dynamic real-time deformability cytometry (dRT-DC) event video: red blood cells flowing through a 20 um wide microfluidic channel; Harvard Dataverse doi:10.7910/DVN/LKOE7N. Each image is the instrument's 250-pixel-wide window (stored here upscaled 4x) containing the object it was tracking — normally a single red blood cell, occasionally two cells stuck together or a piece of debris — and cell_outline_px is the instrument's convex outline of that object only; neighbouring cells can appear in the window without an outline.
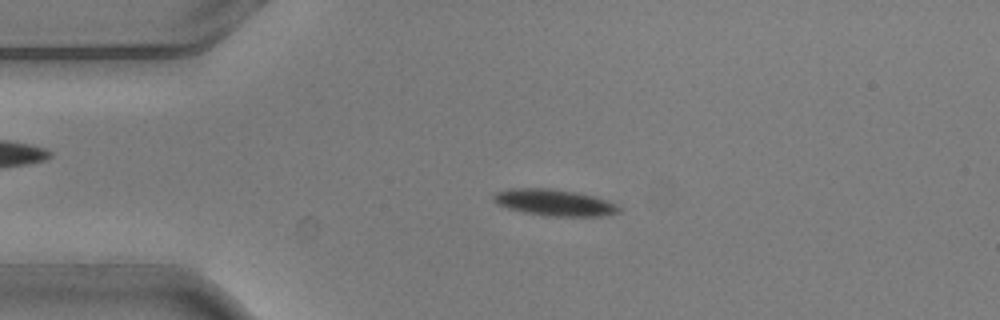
{"species": "common noctule bat (a hibernating species)", "species_latin": "Nyctalus noctula", "temperature_condition": "warm", "stored_images_in_passage": 3, "camera_frame_rate_fps": 3000, "um_per_image_px": 0.085, "animal": {"sex": "male", "body_mass_g": 20.5, "forearm_length_mm": 52.5}, "frame": {"image": 1, "passage_image": 2, "time_ms": 0.333, "image_size_px": [1000, 320], "cell_outline_px": [[620, 212], [608, 216], [544, 216], [524, 212], [508, 208], [496, 204], [492, 196], [496, 192], [512, 188], [552, 188], [576, 192], [608, 200], [616, 204], [620, 208]], "centroid_in_image_um": [47.13, 17.22], "position_along_channel_um": 37.9, "area_um2": 19.48}}